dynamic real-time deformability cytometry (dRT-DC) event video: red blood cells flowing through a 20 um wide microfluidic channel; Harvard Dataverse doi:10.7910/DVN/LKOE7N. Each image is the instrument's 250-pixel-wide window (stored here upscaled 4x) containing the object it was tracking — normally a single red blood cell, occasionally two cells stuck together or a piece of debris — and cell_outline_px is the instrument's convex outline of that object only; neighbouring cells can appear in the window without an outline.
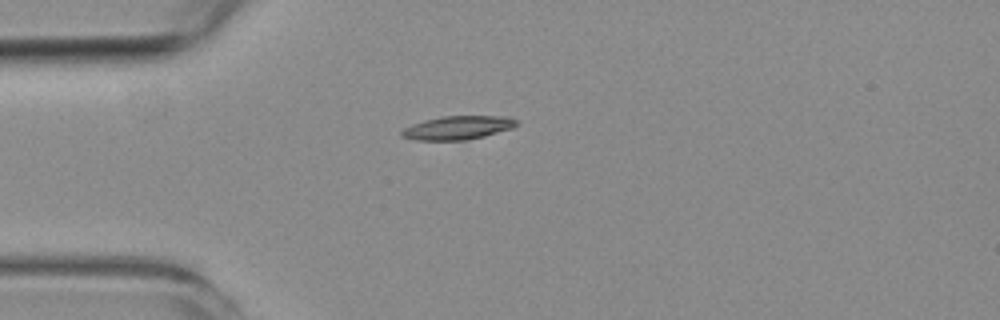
{"species": "common noctule bat (a hibernating species)", "species_latin": "Nyctalus noctula", "temperature_condition": "room temperature", "stored_images_in_passage": 1, "camera_frame_rate_fps": 3000, "um_per_image_px": 0.085, "animal": {"sex": "female", "body_mass_g": 19.3, "forearm_length_mm": 54.1}, "frame": {"image": 1, "passage_image": 1, "time_ms": 0.0, "image_size_px": [1000, 320], "cell_outline_px": [[516, 124], [512, 128], [484, 136], [468, 140], [416, 140], [400, 136], [400, 132], [404, 128], [412, 124], [424, 120], [444, 116], [508, 116], [516, 120]], "centroid_in_image_um": [38.88, 10.86], "position_along_channel_um": 46.1, "area_um2": 15.72}}